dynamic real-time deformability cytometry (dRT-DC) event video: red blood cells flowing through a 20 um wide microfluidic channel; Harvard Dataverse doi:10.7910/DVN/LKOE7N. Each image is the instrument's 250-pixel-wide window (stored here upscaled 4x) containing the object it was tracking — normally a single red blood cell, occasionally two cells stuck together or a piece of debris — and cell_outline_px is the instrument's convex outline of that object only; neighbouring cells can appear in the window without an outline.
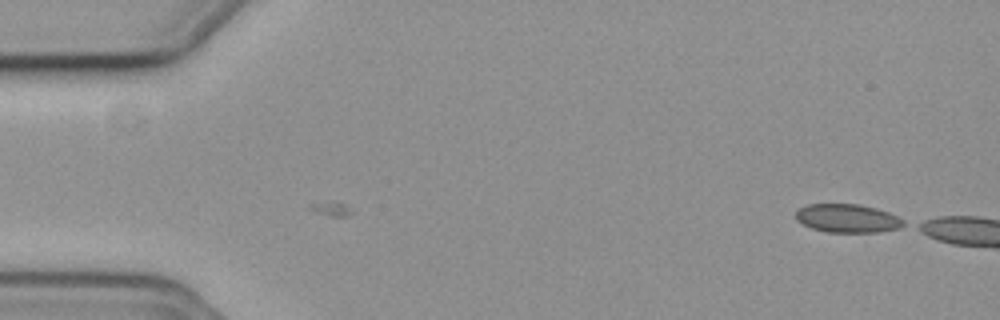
{"species": "common noctule bat (a hibernating species)", "species_latin": "Nyctalus noctula", "temperature_condition": "cold", "stored_images_in_passage": 10, "camera_frame_rate_fps": 3000, "um_per_image_px": 0.085, "animal": {"sex": "female", "body_mass_g": 19.3, "forearm_length_mm": 54.1}, "frame": {"image": 1, "passage_image": 10, "time_ms": 3.0, "image_size_px": [1000, 320], "cell_outline_px": [[904, 224], [896, 228], [876, 232], [828, 232], [812, 228], [796, 220], [796, 212], [800, 208], [808, 204], [860, 204], [876, 208], [888, 212], [904, 220]], "centroid_in_image_um": [72.01, 18.55], "position_along_channel_um": 13.0, "area_um2": 17.63}}